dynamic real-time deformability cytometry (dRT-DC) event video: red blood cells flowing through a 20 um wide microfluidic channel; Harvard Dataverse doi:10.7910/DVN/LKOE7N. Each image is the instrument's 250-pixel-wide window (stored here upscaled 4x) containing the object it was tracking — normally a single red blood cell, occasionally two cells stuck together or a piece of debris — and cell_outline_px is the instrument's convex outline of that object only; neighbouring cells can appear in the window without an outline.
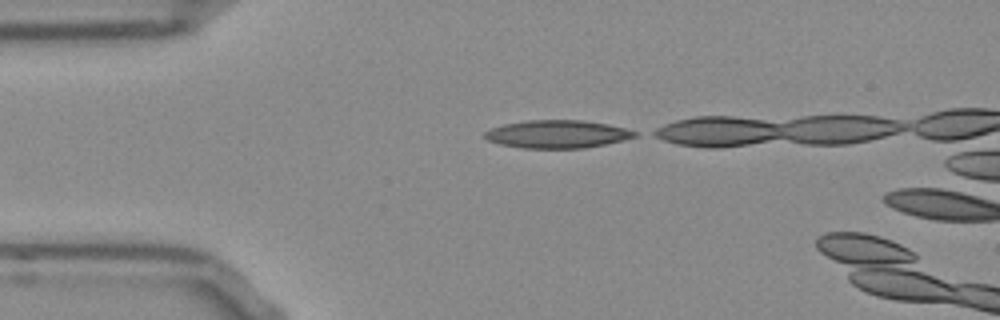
{"species": "Egyptian fruit bat (a non-hibernating species)", "species_latin": "Rousettus aegyptiacus", "temperature_condition": "room temperature", "stored_images_in_passage": 4, "camera_frame_rate_fps": 3000, "um_per_image_px": 0.085, "frame": {"image": 1, "passage_image": 1, "time_ms": 0.0, "image_size_px": [1000, 320], "cell_outline_px": [[640, 132], [636, 136], [604, 144], [584, 148], [524, 148], [500, 144], [488, 140], [484, 136], [484, 132], [492, 128], [504, 124], [528, 120], [580, 120], [608, 124]], "centroid_in_image_um": [47.36, 11.39], "position_along_channel_um": 37.6, "area_um2": 24.16}}